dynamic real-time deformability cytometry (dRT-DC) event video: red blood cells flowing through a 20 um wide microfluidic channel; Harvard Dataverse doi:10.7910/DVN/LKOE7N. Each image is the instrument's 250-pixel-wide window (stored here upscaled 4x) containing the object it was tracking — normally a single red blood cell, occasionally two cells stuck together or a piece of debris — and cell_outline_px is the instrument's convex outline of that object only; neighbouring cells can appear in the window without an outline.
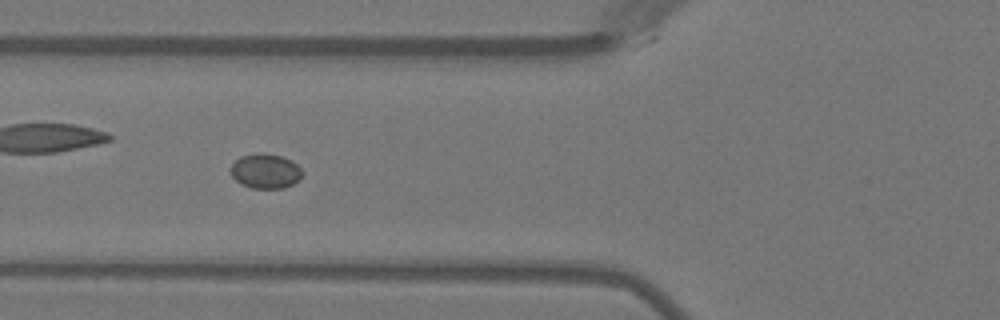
{"species": "Egyptian fruit bat (a non-hibernating species)", "species_latin": "Rousettus aegyptiacus", "temperature_condition": "warm", "stored_images_in_passage": 44, "camera_frame_rate_fps": 3000, "um_per_image_px": 0.085, "animal": {"sex": "female"}, "frame": {"image": 1, "passage_image": 13, "time_ms": 4.0, "image_size_px": [1000, 320], "cell_outline_px": [[304, 172], [300, 180], [284, 188], [252, 188], [240, 184], [232, 176], [232, 164], [240, 156], [260, 152], [264, 152], [280, 156], [292, 160]], "centroid_in_image_um": [22.59, 14.54], "position_along_channel_um": 103.2, "area_um2": 14.57}}